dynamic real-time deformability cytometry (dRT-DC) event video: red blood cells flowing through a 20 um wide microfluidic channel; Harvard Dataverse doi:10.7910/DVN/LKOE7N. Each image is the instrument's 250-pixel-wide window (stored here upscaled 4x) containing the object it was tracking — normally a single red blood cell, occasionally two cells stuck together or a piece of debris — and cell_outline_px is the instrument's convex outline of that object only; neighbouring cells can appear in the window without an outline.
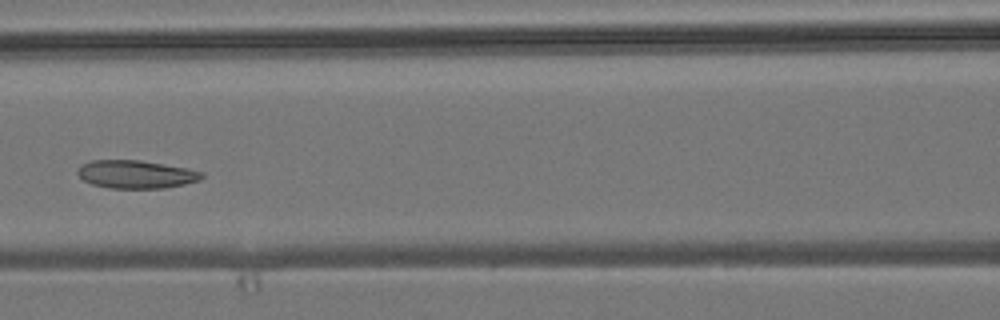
{"species": "common noctule bat (a hibernating species)", "species_latin": "Nyctalus noctula", "temperature_condition": "room temperature", "stored_images_in_passage": 7, "camera_frame_rate_fps": 3000, "um_per_image_px": 0.085, "animal": {"sex": "male", "body_mass_g": 19.2, "forearm_length_mm": 51.8}, "frame": {"image": 1, "passage_image": 7, "time_ms": 7.0, "image_size_px": [1000, 320], "cell_outline_px": [[204, 176], [200, 180], [184, 184], [164, 188], [108, 188], [92, 184], [84, 180], [76, 172], [76, 168], [80, 164], [92, 160], [140, 160], [184, 168], [204, 172]], "centroid_in_image_um": [11.52, 14.81], "position_along_channel_um": 155.1, "area_um2": 20.29}}